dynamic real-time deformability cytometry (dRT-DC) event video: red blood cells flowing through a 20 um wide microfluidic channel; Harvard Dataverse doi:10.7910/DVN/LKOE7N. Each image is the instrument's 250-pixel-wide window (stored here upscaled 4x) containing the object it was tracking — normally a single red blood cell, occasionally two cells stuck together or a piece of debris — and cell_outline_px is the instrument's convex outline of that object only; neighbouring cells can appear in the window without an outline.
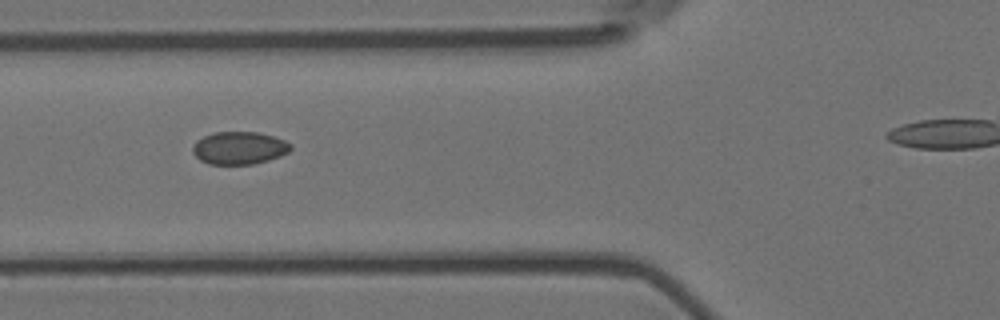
{"species": "Egyptian fruit bat (a non-hibernating species)", "species_latin": "Rousettus aegyptiacus", "temperature_condition": "room temperature", "stored_images_in_passage": 13, "camera_frame_rate_fps": 3000, "um_per_image_px": 0.085, "animal": {"sex": "female"}, "frame": {"image": 1, "passage_image": 5, "time_ms": 1.333, "image_size_px": [1000, 320], "cell_outline_px": [[292, 148], [288, 152], [280, 156], [268, 160], [252, 164], [208, 164], [200, 160], [192, 152], [192, 148], [196, 140], [204, 136], [216, 132], [260, 132], [284, 140], [292, 144]], "centroid_in_image_um": [20.33, 12.57], "position_along_channel_um": 105.5, "area_um2": 18.67}}
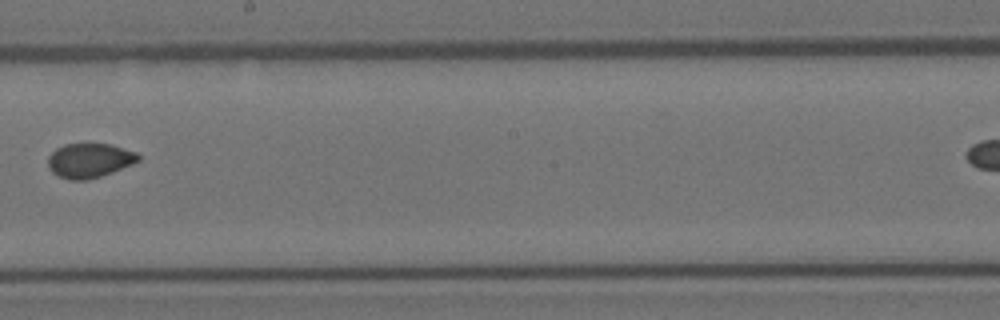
{"frame": {"image": 2, "passage_image": 8, "time_ms": 2.333, "image_size_px": [1000, 320], "cell_outline_px": [[140, 160], [132, 164], [112, 172], [88, 180], [68, 180], [52, 172], [48, 168], [48, 156], [56, 148], [64, 144], [108, 144], [136, 152], [140, 156]], "centroid_in_image_um": [7.58, 13.64], "position_along_channel_um": 240.6, "area_um2": 18.03}}
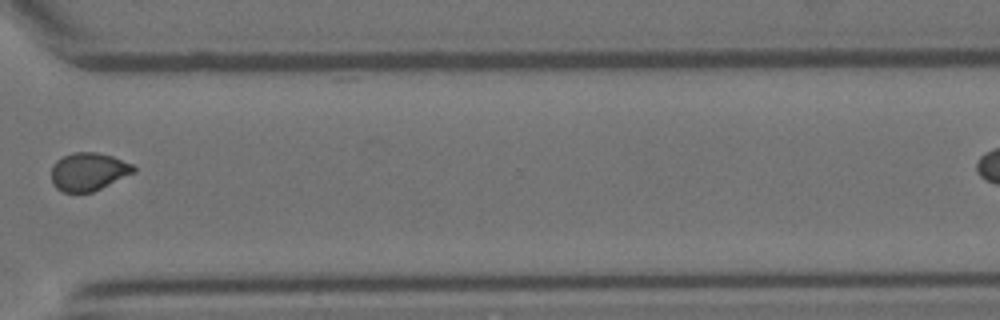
{"frame": {"image": 3, "passage_image": 11, "time_ms": 3.333, "image_size_px": [1000, 320], "cell_outline_px": [[136, 172], [92, 192], [64, 192], [56, 188], [52, 184], [52, 164], [56, 160], [72, 152], [96, 152], [112, 156], [132, 164], [136, 168]], "centroid_in_image_um": [7.51, 14.59], "position_along_channel_um": 363.1, "area_um2": 18.26}}